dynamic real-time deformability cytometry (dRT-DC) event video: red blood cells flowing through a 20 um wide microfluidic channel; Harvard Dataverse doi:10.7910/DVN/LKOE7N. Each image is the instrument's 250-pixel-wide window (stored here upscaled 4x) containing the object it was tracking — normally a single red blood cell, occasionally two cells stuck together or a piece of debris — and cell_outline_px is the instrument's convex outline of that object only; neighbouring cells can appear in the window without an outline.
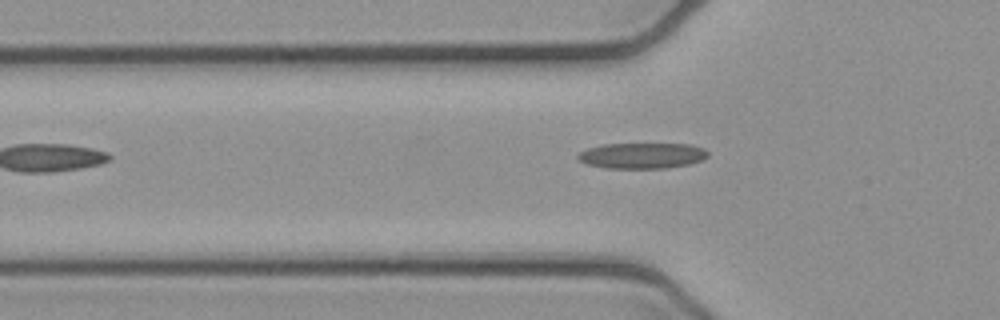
{"species": "common noctule bat (a hibernating species)", "species_latin": "Nyctalus noctula", "temperature_condition": "cold", "stored_images_in_passage": 6, "camera_frame_rate_fps": 3000, "um_per_image_px": 0.085, "animal": {"sex": "female", "body_mass_g": 21.9}, "frame": {"image": 1, "passage_image": 4, "time_ms": 1.0, "image_size_px": [1000, 320], "cell_outline_px": [[708, 156], [700, 160], [688, 164], [664, 168], [608, 168], [588, 164], [580, 160], [576, 156], [580, 152], [588, 148], [604, 144], [692, 144], [704, 148], [708, 152]], "centroid_in_image_um": [54.59, 13.22], "position_along_channel_um": 71.2, "area_um2": 19.31}}
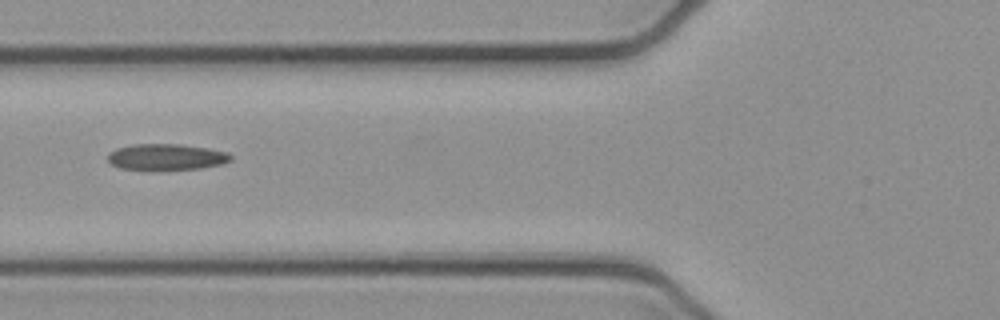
{"frame": {"image": 2, "passage_image": 5, "time_ms": 1.333, "image_size_px": [1000, 320], "cell_outline_px": [[232, 160], [220, 164], [200, 168], [120, 168], [112, 164], [108, 160], [108, 152], [116, 148], [132, 144], [180, 144], [208, 148], [228, 152], [232, 156]], "centroid_in_image_um": [14.15, 13.3], "position_along_channel_um": 111.7, "area_um2": 18.26}}
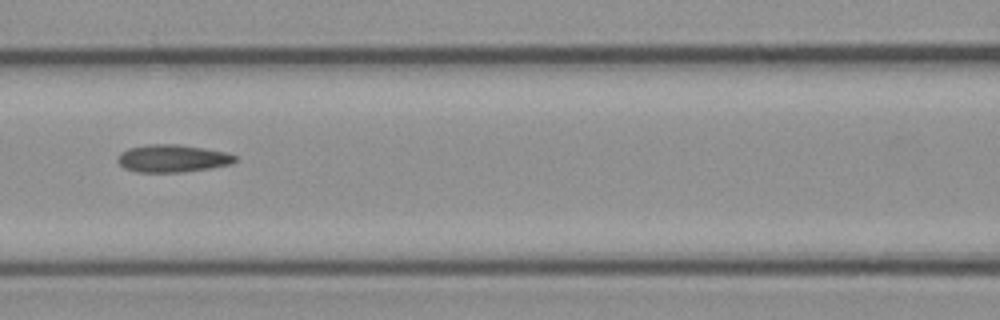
{"frame": {"image": 3, "passage_image": 6, "time_ms": 1.667, "image_size_px": [1000, 320], "cell_outline_px": [[236, 160], [232, 164], [212, 168], [184, 172], [136, 172], [124, 168], [116, 160], [120, 152], [128, 148], [144, 144], [176, 144], [204, 148], [224, 152], [236, 156]], "centroid_in_image_um": [14.63, 13.47], "position_along_channel_um": 152.0, "area_um2": 19.02}}